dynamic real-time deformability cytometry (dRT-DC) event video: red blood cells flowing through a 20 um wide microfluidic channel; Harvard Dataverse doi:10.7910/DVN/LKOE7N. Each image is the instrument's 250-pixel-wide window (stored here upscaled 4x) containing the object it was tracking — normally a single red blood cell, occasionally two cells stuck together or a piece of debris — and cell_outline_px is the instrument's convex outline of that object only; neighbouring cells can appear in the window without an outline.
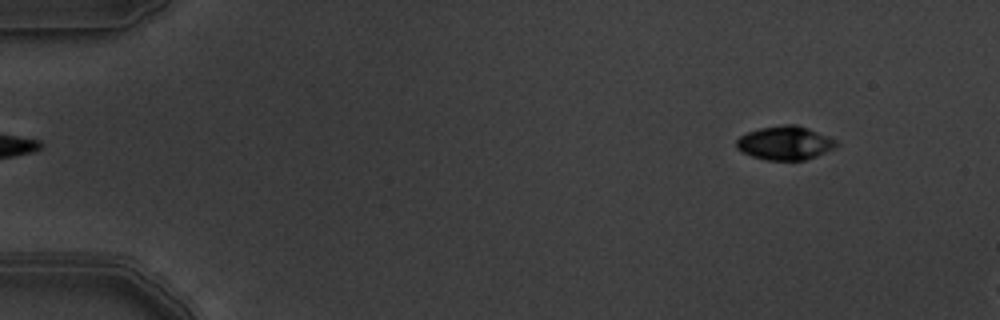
{"species": "common noctule bat (a hibernating species)", "species_latin": "Nyctalus noctula", "temperature_condition": "warm", "stored_images_in_passage": 4, "segment_of_instrument_passage": [2, 2], "camera_frame_rate_fps": 3000, "um_per_image_px": 0.085, "animal": {"sex": "male", "body_mass_g": 19.5, "forearm_length_mm": 54.6}, "frame": {"image": 1, "passage_image": 4, "time_ms": 1.0, "image_size_px": [1000, 320], "cell_outline_px": [[840, 144], [836, 148], [816, 156], [804, 160], [764, 160], [752, 156], [736, 148], [736, 140], [740, 136], [748, 132], [760, 128], [784, 124], [796, 124], [808, 128], [836, 140]], "centroid_in_image_um": [66.74, 12.15], "position_along_channel_um": 18.3, "area_um2": 19.65}}